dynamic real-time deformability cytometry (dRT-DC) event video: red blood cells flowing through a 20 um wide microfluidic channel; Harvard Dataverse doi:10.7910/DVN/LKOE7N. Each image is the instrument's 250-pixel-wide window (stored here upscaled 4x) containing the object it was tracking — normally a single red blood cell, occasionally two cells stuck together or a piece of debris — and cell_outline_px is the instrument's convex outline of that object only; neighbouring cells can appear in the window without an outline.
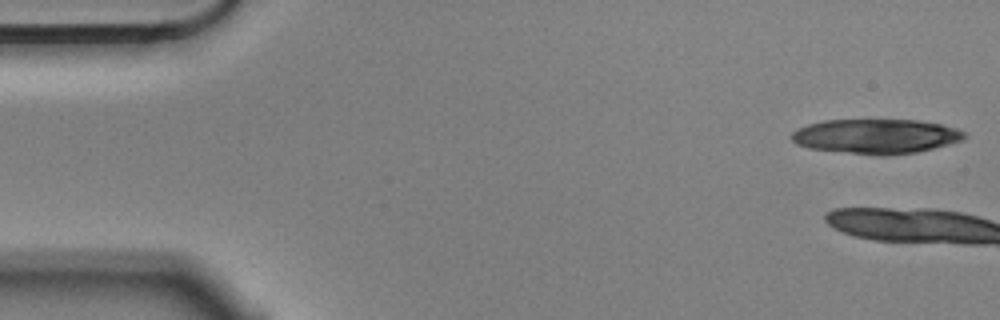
{"species": "Egyptian fruit bat (a non-hibernating species)", "species_latin": "Rousettus aegyptiacus", "temperature_condition": "cold", "stored_images_in_passage": 7, "camera_frame_rate_fps": 3000, "um_per_image_px": 0.085, "animal": {"sex": "male"}, "frame": {"image": 1, "passage_image": 1, "time_ms": 0.0, "image_size_px": [1000, 320], "cell_outline_px": [[968, 136], [964, 140], [916, 152], [888, 156], [880, 156], [808, 148], [796, 144], [792, 140], [792, 132], [808, 124], [824, 120], [920, 120], [940, 124], [956, 128], [968, 132]], "centroid_in_image_um": [74.5, 11.59], "position_along_channel_um": 10.5, "area_um2": 35.03}}
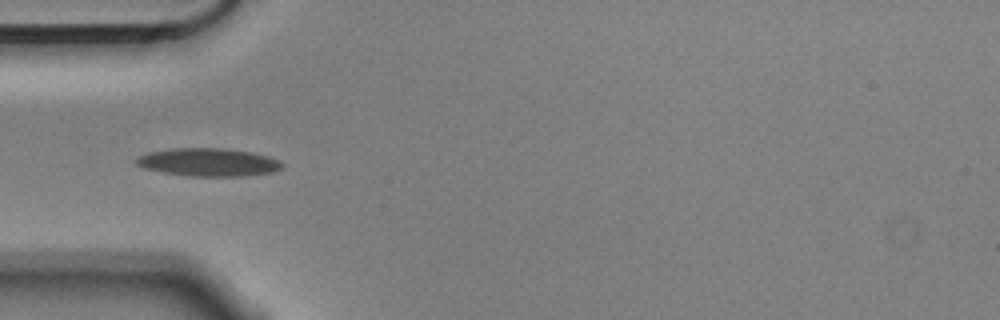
{"frame": {"image": 2, "passage_image": 6, "time_ms": 1.667, "image_size_px": [1000, 320], "cell_outline_px": [[284, 164], [280, 168], [272, 172], [244, 176], [192, 176], [164, 172], [144, 168], [136, 164], [132, 160], [136, 156], [148, 152], [172, 148], [228, 148], [252, 152], [268, 156], [280, 160]], "centroid_in_image_um": [17.68, 13.77], "position_along_channel_um": 67.3, "area_um2": 23.99}}
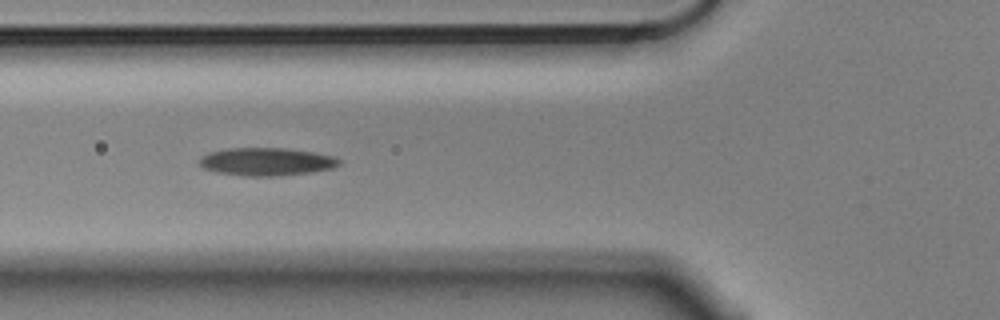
{"frame": {"image": 3, "passage_image": 7, "time_ms": 2.0, "image_size_px": [1000, 320], "cell_outline_px": [[340, 164], [332, 168], [308, 172], [272, 176], [244, 176], [216, 172], [204, 168], [200, 164], [200, 156], [208, 152], [228, 148], [284, 148], [312, 152], [332, 156], [340, 160]], "centroid_in_image_um": [22.59, 13.73], "position_along_channel_um": 103.2, "area_um2": 22.48}}